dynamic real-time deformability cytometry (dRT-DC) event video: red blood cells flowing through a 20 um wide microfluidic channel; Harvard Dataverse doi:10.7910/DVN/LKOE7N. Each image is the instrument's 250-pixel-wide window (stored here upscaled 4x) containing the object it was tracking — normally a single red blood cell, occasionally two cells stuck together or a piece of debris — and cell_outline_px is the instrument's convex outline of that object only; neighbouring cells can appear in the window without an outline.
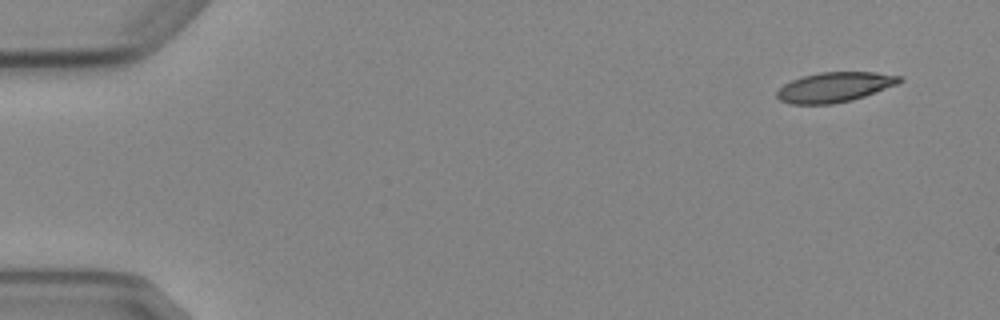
{"species": "Egyptian fruit bat (a non-hibernating species)", "species_latin": "Rousettus aegyptiacus", "temperature_condition": "cold", "stored_images_in_passage": 8, "camera_frame_rate_fps": 3000, "um_per_image_px": 0.085, "animal": {"sex": "female"}, "frame": {"image": 1, "passage_image": 1, "time_ms": 0.0, "image_size_px": [1000, 320], "cell_outline_px": [[904, 80], [900, 84], [852, 100], [832, 104], [792, 104], [780, 100], [776, 96], [776, 92], [784, 84], [800, 76], [820, 72], [876, 72], [904, 76]], "centroid_in_image_um": [70.99, 7.39], "position_along_channel_um": 14.0, "area_um2": 21.62}}
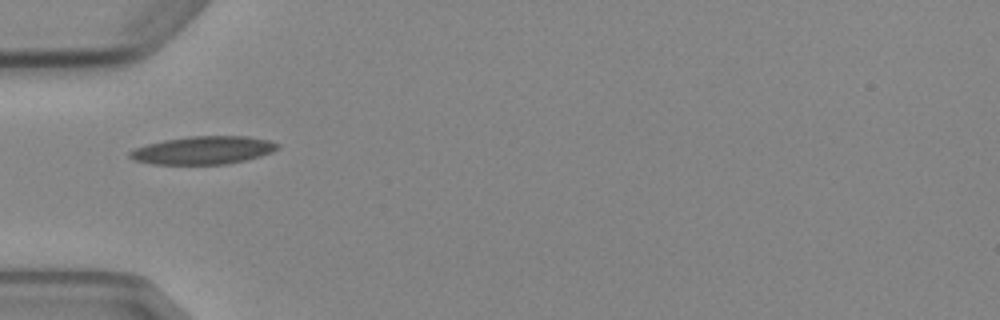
{"frame": {"image": 2, "passage_image": 5, "time_ms": 4.667, "image_size_px": [1000, 320], "cell_outline_px": [[280, 148], [272, 152], [260, 156], [228, 164], [152, 164], [132, 160], [128, 156], [128, 152], [132, 148], [164, 140], [192, 136], [248, 136], [272, 140], [280, 144]], "centroid_in_image_um": [17.28, 12.77], "position_along_channel_um": 67.7, "area_um2": 24.33}}
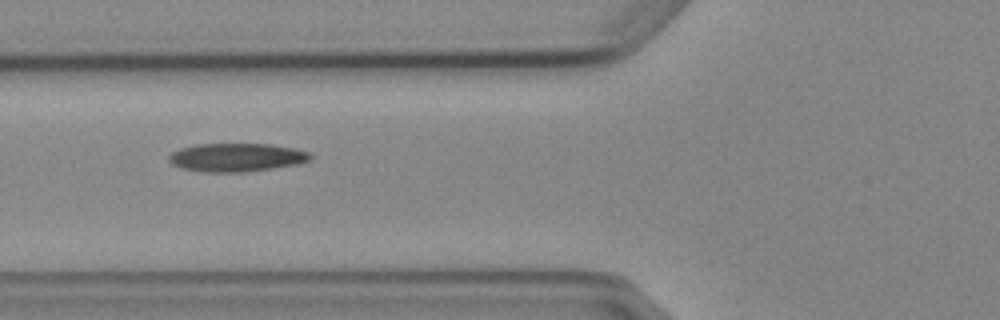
{"frame": {"image": 3, "passage_image": 6, "time_ms": 5.667, "image_size_px": [1000, 320], "cell_outline_px": [[312, 156], [308, 160], [296, 164], [272, 168], [244, 172], [204, 172], [180, 168], [172, 164], [168, 160], [168, 156], [172, 152], [180, 148], [196, 144], [272, 144], [292, 148], [308, 152]], "centroid_in_image_um": [20.04, 13.38], "position_along_channel_um": 105.8, "area_um2": 23.29}}